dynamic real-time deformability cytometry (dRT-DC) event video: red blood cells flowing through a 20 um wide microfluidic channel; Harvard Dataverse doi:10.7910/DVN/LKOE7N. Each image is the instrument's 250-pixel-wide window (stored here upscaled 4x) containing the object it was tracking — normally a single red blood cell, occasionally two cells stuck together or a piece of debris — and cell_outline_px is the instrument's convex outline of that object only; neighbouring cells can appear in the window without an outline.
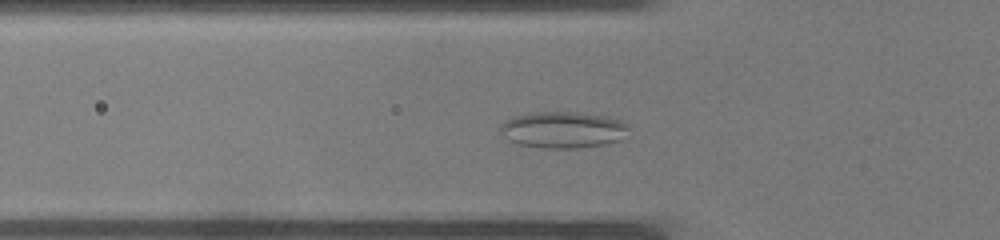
{"species": "common noctule bat (a hibernating species)", "species_latin": "Nyctalus noctula", "temperature_condition": "warm", "stored_images_in_passage": 33, "camera_frame_rate_fps": 3000, "um_per_image_px": 0.085, "animal": {"sex": "male", "body_mass_g": 19.0, "forearm_length_mm": 50.8}, "frame": {"image": 1, "passage_image": 8, "time_ms": 2.333, "image_size_px": [1000, 240], "cell_outline_px": [[628, 128], [620, 140], [604, 144], [576, 148], [544, 148], [520, 144], [508, 140], [500, 132], [500, 124], [504, 120], [512, 116], [528, 112], [576, 112], [604, 116], [620, 120], [628, 124]], "centroid_in_image_um": [47.79, 11.02], "position_along_channel_um": 78.0, "area_um2": 27.28}}
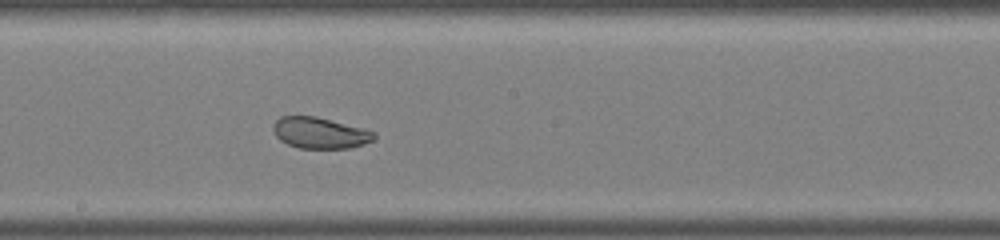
{"frame": {"image": 2, "passage_image": 16, "time_ms": 5.0, "image_size_px": [1000, 240], "cell_outline_px": [[376, 136], [372, 140], [364, 144], [348, 148], [300, 148], [288, 144], [280, 140], [276, 136], [272, 128], [272, 124], [280, 116], [316, 116], [364, 128], [376, 132]], "centroid_in_image_um": [27.19, 11.29], "position_along_channel_um": 221.0, "area_um2": 18.38}}
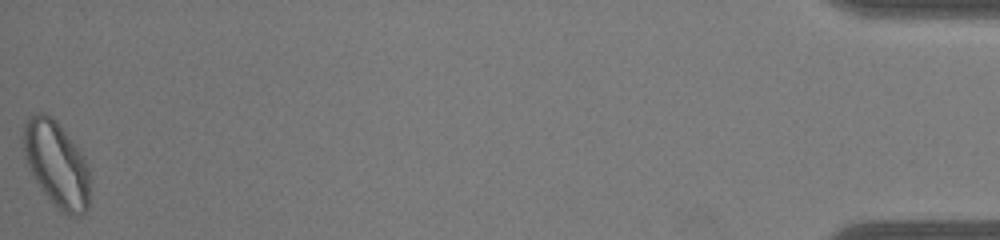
{"frame": {"image": 3, "passage_image": 33, "time_ms": 10.667, "image_size_px": [1000, 240], "cell_outline_px": [[88, 208], [80, 216], [68, 216], [60, 212], [48, 200], [40, 188], [28, 168], [24, 152], [24, 124], [32, 116], [40, 112], [44, 112], [56, 120], [84, 156], [88, 164]], "centroid_in_image_um": [4.81, 14.0], "position_along_channel_um": 430.4, "area_um2": 33.12}}